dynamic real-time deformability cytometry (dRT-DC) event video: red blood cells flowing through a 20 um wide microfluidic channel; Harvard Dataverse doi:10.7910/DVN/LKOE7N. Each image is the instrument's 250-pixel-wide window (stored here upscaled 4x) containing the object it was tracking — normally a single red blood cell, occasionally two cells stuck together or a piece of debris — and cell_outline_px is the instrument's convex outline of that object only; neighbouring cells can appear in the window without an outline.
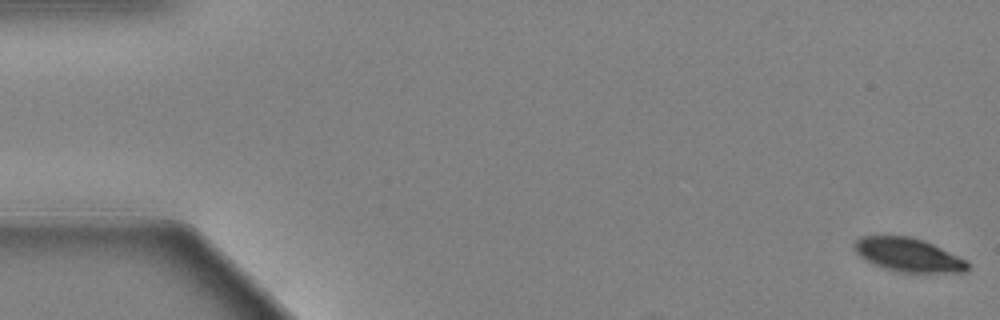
{"species": "Egyptian fruit bat (a non-hibernating species)", "species_latin": "Rousettus aegyptiacus", "temperature_condition": "warm", "stored_images_in_passage": 18, "camera_frame_rate_fps": 3000, "um_per_image_px": 0.085, "animal": {"sex": "female"}, "frame": {"image": 1, "passage_image": 1, "time_ms": 0.0, "image_size_px": [1000, 320], "cell_outline_px": [[968, 272], [900, 272], [884, 268], [864, 260], [856, 252], [852, 244], [860, 236], [908, 236], [924, 240], [968, 260]], "centroid_in_image_um": [77.2, 21.66], "position_along_channel_um": 7.8, "area_um2": 22.25}}